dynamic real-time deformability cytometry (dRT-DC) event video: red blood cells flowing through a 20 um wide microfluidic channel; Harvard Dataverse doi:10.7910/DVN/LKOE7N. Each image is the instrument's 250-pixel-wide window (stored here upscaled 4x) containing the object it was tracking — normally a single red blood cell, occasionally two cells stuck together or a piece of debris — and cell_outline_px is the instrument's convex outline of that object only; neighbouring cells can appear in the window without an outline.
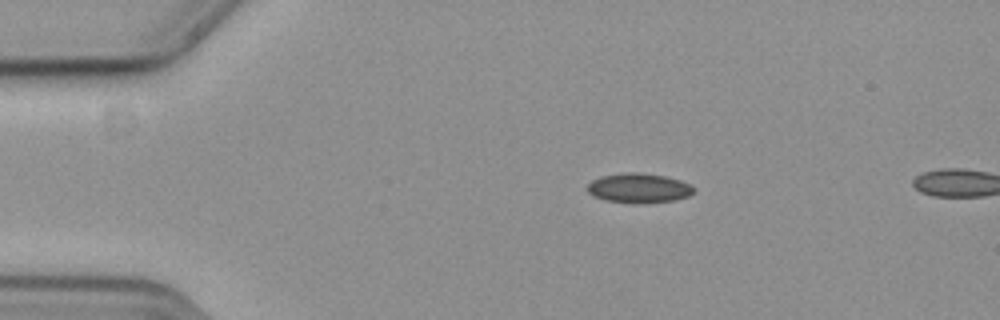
{"species": "common noctule bat (a hibernating species)", "species_latin": "Nyctalus noctula", "temperature_condition": "cold", "stored_images_in_passage": 15, "camera_frame_rate_fps": 3000, "um_per_image_px": 0.085, "animal": {"sex": "female", "body_mass_g": 19.3, "forearm_length_mm": 54.1}, "frame": {"image": 1, "passage_image": 12, "time_ms": 3.667, "image_size_px": [1000, 320], "cell_outline_px": [[692, 192], [688, 196], [676, 200], [640, 204], [636, 204], [604, 200], [592, 196], [588, 192], [588, 184], [592, 180], [600, 176], [628, 172], [636, 172], [664, 176], [680, 180], [688, 184], [692, 188]], "centroid_in_image_um": [54.25, 16.0], "position_along_channel_um": 30.8, "area_um2": 18.32}}